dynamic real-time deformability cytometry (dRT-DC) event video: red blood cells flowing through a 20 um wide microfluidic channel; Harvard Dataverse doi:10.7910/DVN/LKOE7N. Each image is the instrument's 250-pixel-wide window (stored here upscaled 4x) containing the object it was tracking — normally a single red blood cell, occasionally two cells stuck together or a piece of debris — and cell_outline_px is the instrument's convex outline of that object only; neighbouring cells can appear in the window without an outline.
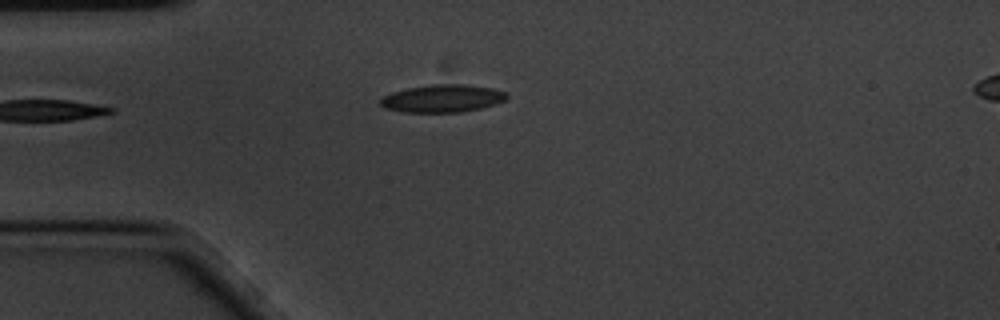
{"species": "common noctule bat (a hibernating species)", "species_latin": "Nyctalus noctula", "temperature_condition": "cold", "stored_images_in_passage": 4, "camera_frame_rate_fps": 3000, "um_per_image_px": 0.085, "animal": {"sex": "male", "body_mass_g": 20.1, "forearm_length_mm": 53.5}, "frame": {"image": 1, "passage_image": 4, "time_ms": 1.0, "image_size_px": [1000, 320], "cell_outline_px": [[508, 96], [504, 100], [496, 104], [480, 108], [460, 112], [404, 112], [384, 108], [380, 104], [380, 100], [384, 96], [392, 92], [408, 88], [432, 84], [464, 84], [492, 88], [504, 92]], "centroid_in_image_um": [37.59, 8.37], "position_along_channel_um": 47.4, "area_um2": 20.23}}